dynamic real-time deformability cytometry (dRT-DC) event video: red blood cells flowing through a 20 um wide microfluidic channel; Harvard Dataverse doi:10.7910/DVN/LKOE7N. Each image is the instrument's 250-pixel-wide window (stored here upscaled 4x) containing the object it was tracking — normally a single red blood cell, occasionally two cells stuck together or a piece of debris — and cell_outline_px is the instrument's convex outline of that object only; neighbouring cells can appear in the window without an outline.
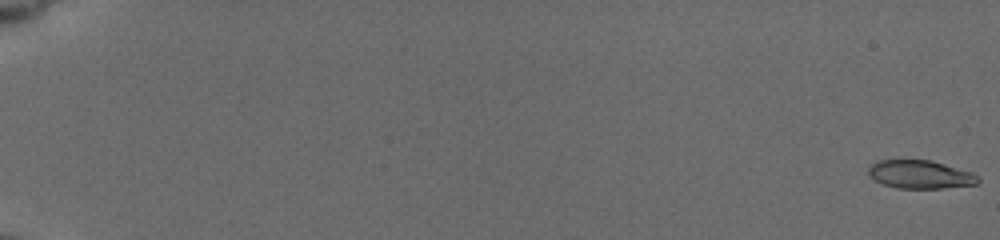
{"species": "common noctule bat (a hibernating species)", "species_latin": "Nyctalus noctula", "temperature_condition": "cold", "stored_images_in_passage": 17, "camera_frame_rate_fps": 3000, "um_per_image_px": 0.085, "animal": {"sex": "female", "body_mass_g": 19.5, "forearm_length_mm": 54.1}, "frame": {"image": 1, "passage_image": 1, "time_ms": 0.0, "image_size_px": [1000, 240], "cell_outline_px": [[980, 180], [976, 184], [944, 188], [896, 188], [884, 184], [876, 180], [868, 172], [868, 168], [872, 164], [880, 160], [928, 160], [968, 172], [976, 176]], "centroid_in_image_um": [78.17, 14.84], "position_along_channel_um": 6.8, "area_um2": 17.46}}
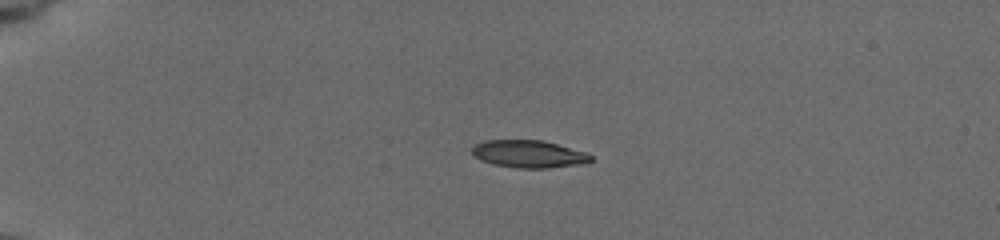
{"frame": {"image": 2, "passage_image": 10, "time_ms": 5.0, "image_size_px": [1000, 240], "cell_outline_px": [[592, 160], [576, 164], [548, 168], [516, 168], [492, 164], [480, 160], [472, 152], [472, 148], [476, 144], [488, 140], [540, 140], [556, 144], [584, 152], [592, 156]], "centroid_in_image_um": [44.89, 13.09], "position_along_channel_um": 40.1, "area_um2": 18.61}}
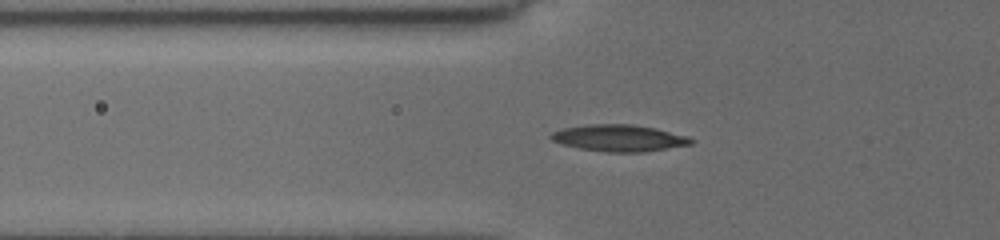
{"frame": {"image": 3, "passage_image": 14, "time_ms": 7.333, "image_size_px": [1000, 240], "cell_outline_px": [[692, 144], [644, 152], [608, 152], [580, 148], [564, 144], [552, 140], [548, 136], [552, 132], [564, 128], [588, 124], [632, 124], [652, 128], [688, 136], [692, 140]], "centroid_in_image_um": [52.6, 11.73], "position_along_channel_um": 73.2, "area_um2": 21.44}}